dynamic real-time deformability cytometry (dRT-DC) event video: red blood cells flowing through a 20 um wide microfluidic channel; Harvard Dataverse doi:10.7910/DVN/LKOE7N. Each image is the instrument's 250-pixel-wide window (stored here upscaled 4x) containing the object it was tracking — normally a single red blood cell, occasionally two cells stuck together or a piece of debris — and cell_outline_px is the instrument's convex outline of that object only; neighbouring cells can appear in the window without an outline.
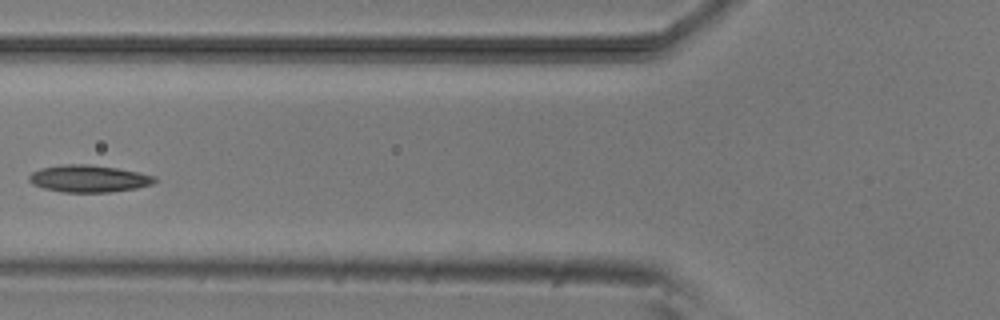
{"species": "common noctule bat (a hibernating species)", "species_latin": "Nyctalus noctula", "temperature_condition": "room temperature", "stored_images_in_passage": 6, "camera_frame_rate_fps": 3000, "um_per_image_px": 0.085, "animal": {"sex": "male", "body_mass_g": 20.5, "forearm_length_mm": 52.5}, "frame": {"image": 1, "passage_image": 6, "time_ms": 5.667, "image_size_px": [1000, 320], "cell_outline_px": [[156, 180], [152, 184], [136, 188], [108, 192], [64, 192], [44, 188], [32, 184], [28, 180], [28, 176], [32, 172], [40, 168], [64, 164], [88, 164], [116, 168], [156, 176]], "centroid_in_image_um": [7.51, 15.18], "position_along_channel_um": 118.3, "area_um2": 19.71}}